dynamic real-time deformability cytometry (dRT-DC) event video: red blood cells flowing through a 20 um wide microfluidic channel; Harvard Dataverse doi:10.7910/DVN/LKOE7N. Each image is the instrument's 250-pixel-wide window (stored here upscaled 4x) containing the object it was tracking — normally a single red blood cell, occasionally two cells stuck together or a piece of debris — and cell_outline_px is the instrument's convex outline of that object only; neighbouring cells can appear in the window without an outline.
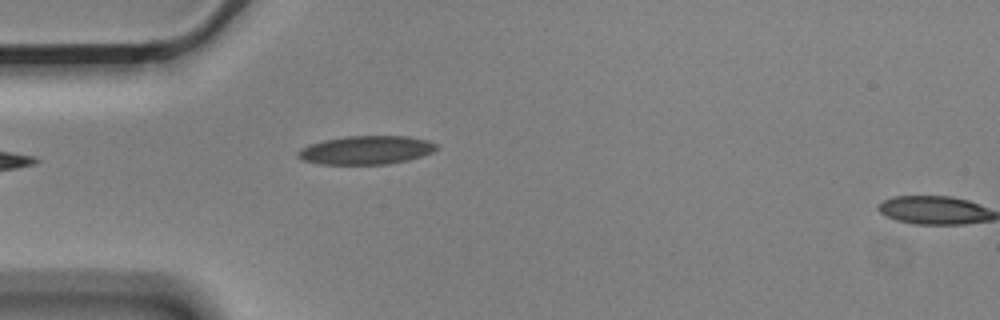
{"species": "Egyptian fruit bat (a non-hibernating species)", "species_latin": "Rousettus aegyptiacus", "temperature_condition": "cold", "stored_images_in_passage": 2, "segment_of_instrument_passage": [1, 2], "camera_frame_rate_fps": 3000, "um_per_image_px": 0.085, "animal": {"sex": "male"}, "frame": {"image": 1, "passage_image": 1, "time_ms": 0.0, "image_size_px": [1000, 320], "cell_outline_px": [[436, 148], [432, 152], [408, 160], [388, 164], [320, 164], [300, 160], [296, 156], [296, 152], [300, 148], [308, 144], [324, 140], [348, 136], [408, 136], [428, 140], [436, 144]], "centroid_in_image_um": [31.06, 12.76], "position_along_channel_um": 53.9, "area_um2": 23.12}}